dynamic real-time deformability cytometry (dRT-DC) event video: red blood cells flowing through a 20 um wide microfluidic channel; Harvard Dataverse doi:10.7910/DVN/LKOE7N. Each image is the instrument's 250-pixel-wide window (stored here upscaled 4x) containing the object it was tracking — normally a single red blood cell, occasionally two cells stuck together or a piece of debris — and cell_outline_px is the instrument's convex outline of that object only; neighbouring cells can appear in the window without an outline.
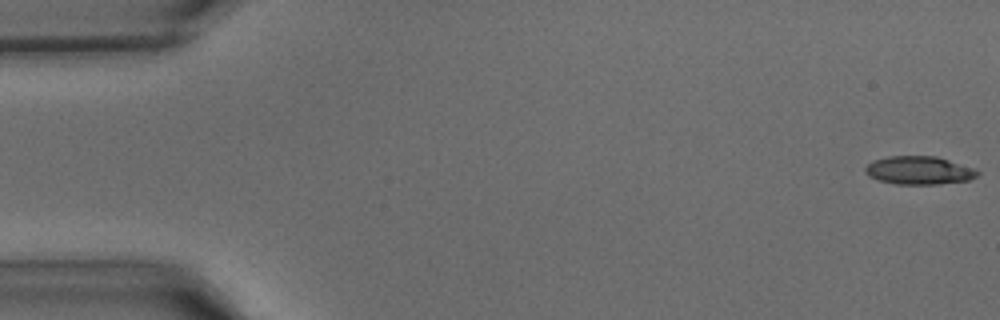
{"species": "common noctule bat (a hibernating species)", "species_latin": "Nyctalus noctula", "temperature_condition": "warm", "stored_images_in_passage": 42, "camera_frame_rate_fps": 3000, "um_per_image_px": 0.085, "animal": {"sex": "male", "body_mass_g": 15.6}, "frame": {"image": 1, "passage_image": 1, "time_ms": 0.0, "image_size_px": [1000, 320], "cell_outline_px": [[980, 172], [976, 176], [968, 180], [940, 184], [896, 184], [880, 180], [868, 176], [864, 172], [864, 168], [872, 160], [888, 156], [936, 156], [972, 168]], "centroid_in_image_um": [78.06, 14.48], "position_along_channel_um": 6.9, "area_um2": 18.32}}
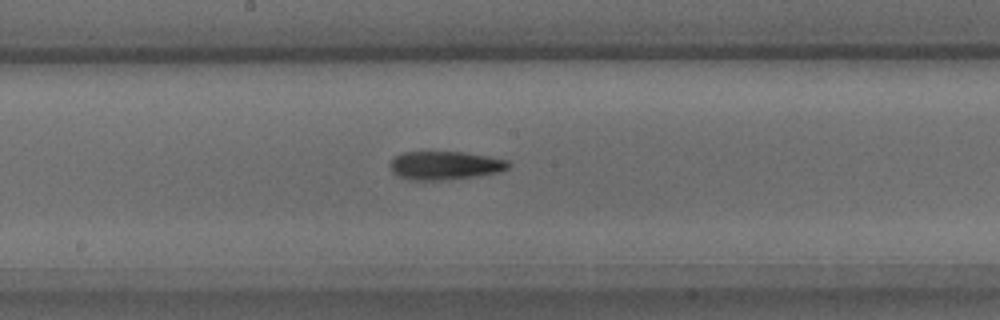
{"frame": {"image": 2, "passage_image": 22, "time_ms": 7.0, "image_size_px": [1000, 320], "cell_outline_px": [[512, 164], [508, 168], [496, 172], [472, 176], [440, 180], [412, 180], [400, 176], [392, 172], [388, 164], [396, 156], [404, 152], [464, 152], [488, 156], [508, 160]], "centroid_in_image_um": [37.81, 14.05], "position_along_channel_um": 210.4, "area_um2": 19.36}}
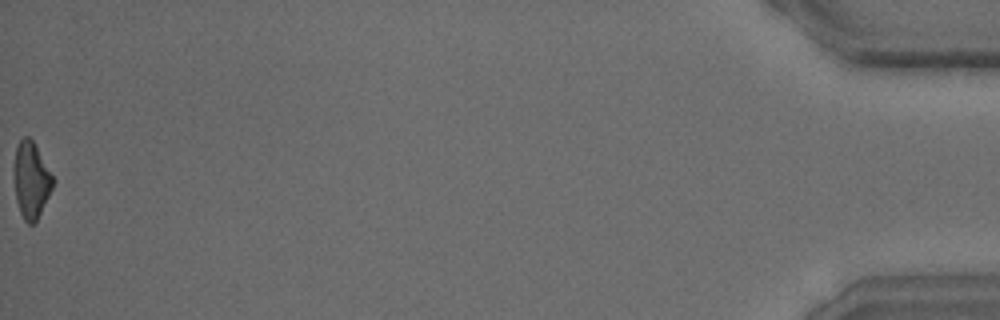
{"frame": {"image": 3, "passage_image": 42, "time_ms": 13.667, "image_size_px": [1000, 320], "cell_outline_px": [[56, 180], [36, 220], [32, 224], [28, 224], [24, 220], [20, 212], [16, 200], [12, 176], [12, 168], [16, 148], [20, 140], [24, 136], [28, 136], [32, 140]], "centroid_in_image_um": [2.62, 15.28], "position_along_channel_um": 432.6, "area_um2": 17.46}}